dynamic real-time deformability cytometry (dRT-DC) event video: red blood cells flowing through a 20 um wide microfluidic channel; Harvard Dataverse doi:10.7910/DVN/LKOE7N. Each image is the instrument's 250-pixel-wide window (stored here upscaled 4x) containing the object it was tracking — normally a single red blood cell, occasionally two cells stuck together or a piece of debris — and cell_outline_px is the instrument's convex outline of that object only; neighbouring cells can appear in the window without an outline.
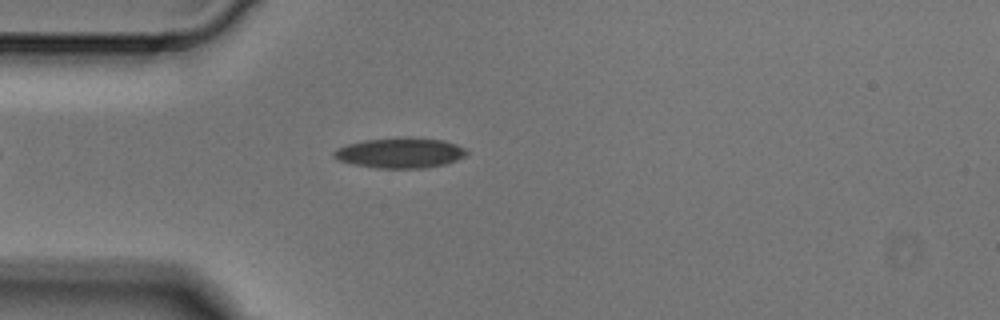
{"species": "Egyptian fruit bat (a non-hibernating species)", "species_latin": "Rousettus aegyptiacus", "temperature_condition": "cold", "stored_images_in_passage": 1, "camera_frame_rate_fps": 3000, "um_per_image_px": 0.085, "animal": {"sex": "male"}, "frame": {"image": 1, "passage_image": 1, "time_ms": 0.0, "image_size_px": [1000, 320], "cell_outline_px": [[468, 152], [464, 156], [456, 160], [444, 164], [424, 168], [376, 168], [352, 164], [340, 160], [332, 156], [332, 152], [336, 148], [348, 144], [364, 140], [408, 136], [412, 136], [444, 140], [456, 144], [464, 148]], "centroid_in_image_um": [34.0, 12.98], "position_along_channel_um": 51.0, "area_um2": 23.64}}